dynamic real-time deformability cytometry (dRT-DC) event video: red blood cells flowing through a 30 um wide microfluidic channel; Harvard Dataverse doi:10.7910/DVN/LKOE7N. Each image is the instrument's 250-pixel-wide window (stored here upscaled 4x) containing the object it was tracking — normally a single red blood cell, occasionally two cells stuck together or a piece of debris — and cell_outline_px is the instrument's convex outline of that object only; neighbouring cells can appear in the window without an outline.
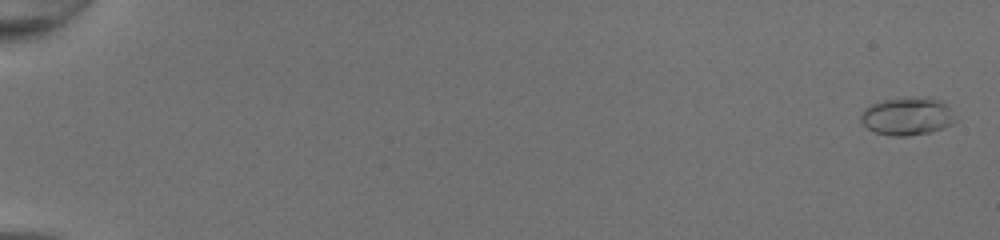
{"species": "common noctule bat (a hibernating species)", "species_latin": "Nyctalus noctula", "temperature_condition": "room temperature", "stored_images_in_passage": 52, "camera_frame_rate_fps": 3000, "um_per_image_px": 0.085, "animal": {"sex": "female", "body_mass_g": 20.0, "forearm_length_mm": 54.0}, "frame": {"image": 1, "passage_image": 2, "time_ms": 0.333, "image_size_px": [1000, 240], "cell_outline_px": [[960, 120], [944, 128], [932, 132], [908, 136], [892, 136], [876, 132], [868, 128], [860, 120], [860, 112], [864, 108], [872, 104], [884, 100], [924, 96], [932, 96], [940, 100]], "centroid_in_image_um": [77.16, 9.88], "position_along_channel_um": 7.8, "area_um2": 21.15}}
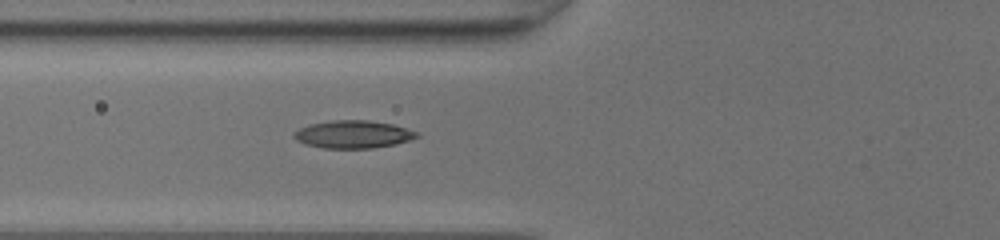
{"frame": {"image": 2, "passage_image": 23, "time_ms": 7.333, "image_size_px": [1000, 240], "cell_outline_px": [[420, 136], [412, 140], [396, 144], [372, 148], [324, 148], [304, 144], [296, 140], [292, 136], [292, 132], [300, 128], [312, 124], [332, 120], [368, 120], [392, 124], [420, 132]], "centroid_in_image_um": [30.04, 11.42], "position_along_channel_um": 95.8, "area_um2": 20.0}}
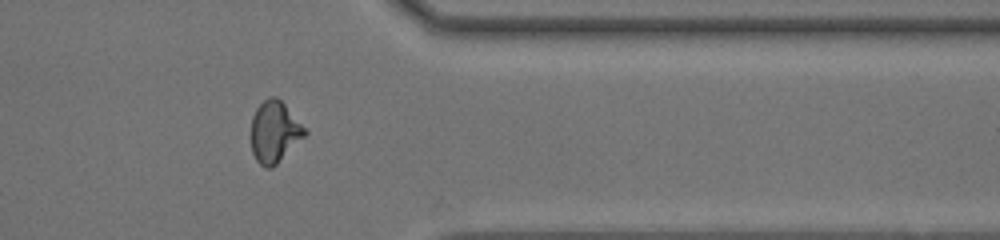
{"frame": {"image": 3, "passage_image": 44, "time_ms": 14.333, "image_size_px": [1000, 240], "cell_outline_px": [[308, 132], [272, 168], [264, 168], [256, 160], [252, 152], [252, 116], [256, 108], [268, 96], [276, 96], [284, 104]], "centroid_in_image_um": [23.31, 11.2], "position_along_channel_um": 388.1, "area_um2": 18.84}}